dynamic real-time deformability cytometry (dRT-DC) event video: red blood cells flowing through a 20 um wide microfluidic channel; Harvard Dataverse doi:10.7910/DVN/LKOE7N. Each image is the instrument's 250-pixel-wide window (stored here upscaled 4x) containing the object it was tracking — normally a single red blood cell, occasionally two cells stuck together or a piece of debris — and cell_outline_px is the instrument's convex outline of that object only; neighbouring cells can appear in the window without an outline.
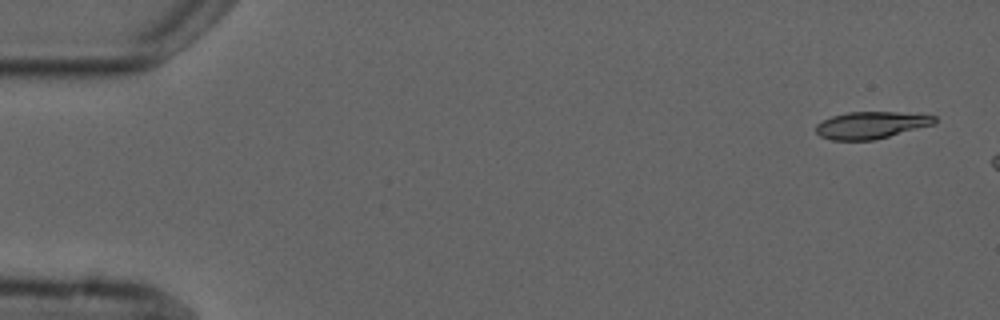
{"species": "common noctule bat (a hibernating species)", "species_latin": "Nyctalus noctula", "temperature_condition": "cold", "stored_images_in_passage": 3, "camera_frame_rate_fps": 3000, "um_per_image_px": 0.085, "animal": {"sex": "male", "forearm_length_mm": 52.5}, "frame": {"image": 1, "passage_image": 1, "time_ms": 0.0, "image_size_px": [1000, 320], "cell_outline_px": [[936, 124], [872, 140], [832, 140], [820, 136], [816, 132], [816, 124], [832, 116], [848, 112], [896, 112], [936, 116]], "centroid_in_image_um": [74.03, 10.63], "position_along_channel_um": 11.0, "area_um2": 18.5}}